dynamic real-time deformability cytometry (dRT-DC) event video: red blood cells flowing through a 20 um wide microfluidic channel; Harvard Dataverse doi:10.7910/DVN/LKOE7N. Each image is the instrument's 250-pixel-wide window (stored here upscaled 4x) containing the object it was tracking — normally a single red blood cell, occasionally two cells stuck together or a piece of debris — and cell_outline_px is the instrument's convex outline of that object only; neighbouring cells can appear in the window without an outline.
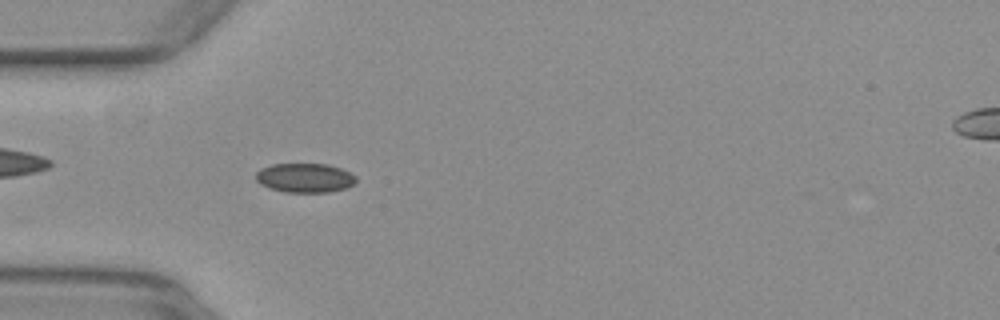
{"species": "common noctule bat (a hibernating species)", "species_latin": "Nyctalus noctula", "temperature_condition": "warm", "stored_images_in_passage": 44, "camera_frame_rate_fps": 3000, "um_per_image_px": 0.085, "animal": {"sex": "female", "body_mass_g": 29.2, "forearm_length_mm": 56.3}, "frame": {"image": 1, "passage_image": 16, "time_ms": 5.0, "image_size_px": [1000, 320], "cell_outline_px": [[356, 184], [348, 188], [328, 192], [284, 192], [268, 188], [260, 184], [256, 180], [256, 172], [260, 168], [272, 164], [328, 164], [340, 168], [356, 176]], "centroid_in_image_um": [25.91, 15.12], "position_along_channel_um": 59.1, "area_um2": 17.28}}
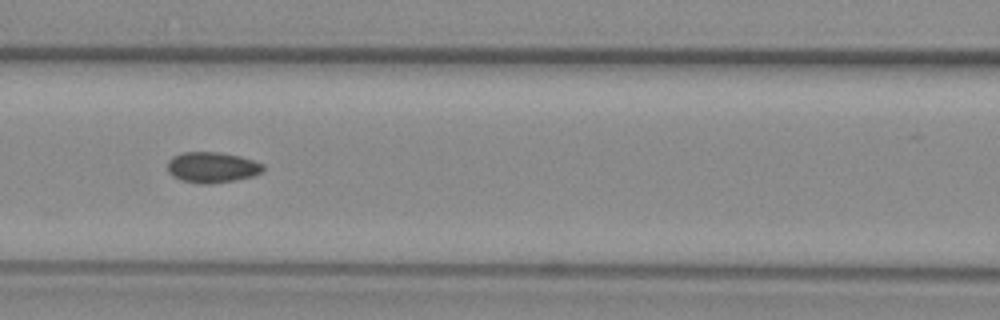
{"frame": {"image": 2, "passage_image": 23, "time_ms": 7.333, "image_size_px": [1000, 320], "cell_outline_px": [[264, 168], [260, 172], [252, 176], [232, 180], [208, 184], [200, 184], [180, 180], [172, 176], [168, 172], [168, 160], [172, 156], [184, 152], [220, 152], [240, 156], [264, 164]], "centroid_in_image_um": [17.99, 14.22], "position_along_channel_um": 148.6, "area_um2": 17.05}}
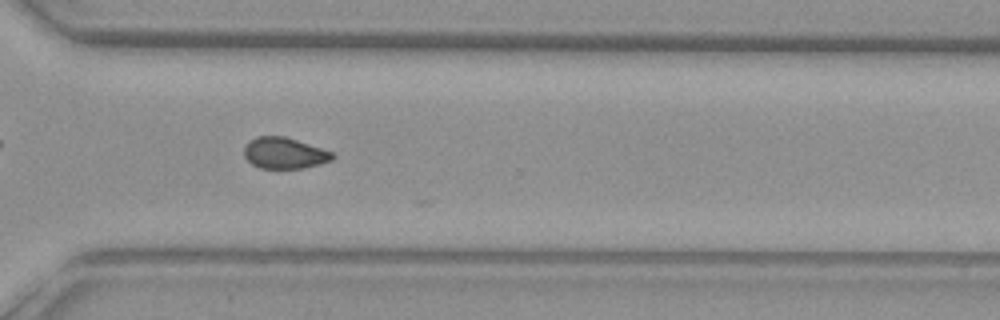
{"frame": {"image": 3, "passage_image": 38, "time_ms": 12.333, "image_size_px": [1000, 320], "cell_outline_px": [[336, 156], [332, 160], [320, 164], [304, 168], [260, 168], [252, 164], [244, 156], [244, 144], [248, 140], [256, 136], [284, 136], [332, 152]], "centroid_in_image_um": [24.14, 13.01], "position_along_channel_um": 346.5, "area_um2": 16.07}, "authors_computed_cell_mechanics": {"area_um2": 16.762, "velocity_mm_per_s": 3.9675, "shape_relaxation_time_tau1_ms": null, "shape_relaxation_time_tau2_ms": 3.8214, "deformation_change_tau1": null, "deformation_change_tau2": 0.0582}}